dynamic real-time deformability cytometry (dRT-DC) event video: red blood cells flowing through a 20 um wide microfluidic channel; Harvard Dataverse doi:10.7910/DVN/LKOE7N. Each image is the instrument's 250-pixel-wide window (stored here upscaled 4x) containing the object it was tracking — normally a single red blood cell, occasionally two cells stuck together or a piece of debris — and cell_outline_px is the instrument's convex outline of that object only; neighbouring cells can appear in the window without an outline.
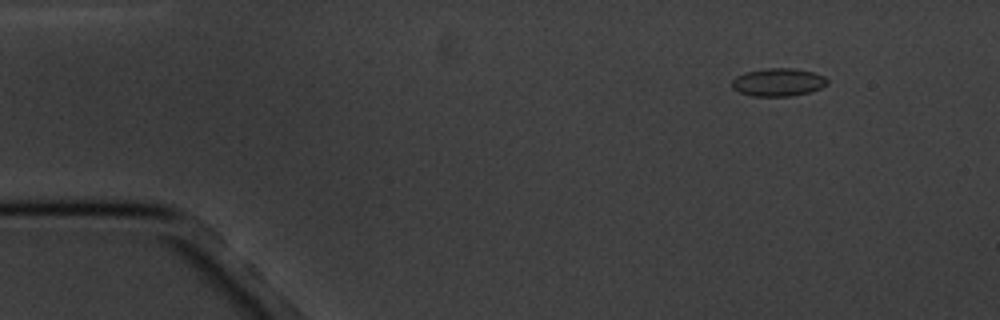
{"species": "common noctule bat (a hibernating species)", "species_latin": "Nyctalus noctula", "temperature_condition": "cold", "stored_images_in_passage": 6, "camera_frame_rate_fps": 3000, "um_per_image_px": 0.085, "animal": {"sex": "male", "body_mass_g": 20.1, "forearm_length_mm": 53.5}, "frame": {"image": 1, "passage_image": 2, "time_ms": 1.0, "image_size_px": [1000, 320], "cell_outline_px": [[828, 84], [812, 92], [792, 96], [752, 96], [740, 92], [732, 88], [732, 80], [736, 76], [744, 72], [764, 68], [792, 68], [812, 72], [824, 76], [828, 80]], "centroid_in_image_um": [66.14, 6.99], "position_along_channel_um": 18.9, "area_um2": 15.66}}
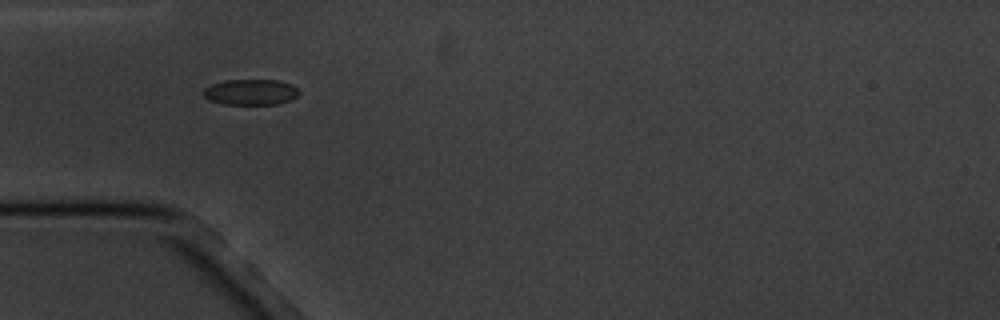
{"frame": {"image": 2, "passage_image": 5, "time_ms": 4.667, "image_size_px": [1000, 320], "cell_outline_px": [[300, 92], [296, 96], [288, 100], [276, 104], [224, 104], [212, 100], [204, 96], [204, 88], [212, 84], [224, 80], [276, 80], [292, 84]], "centroid_in_image_um": [21.31, 7.81], "position_along_channel_um": 63.7, "area_um2": 14.1}}
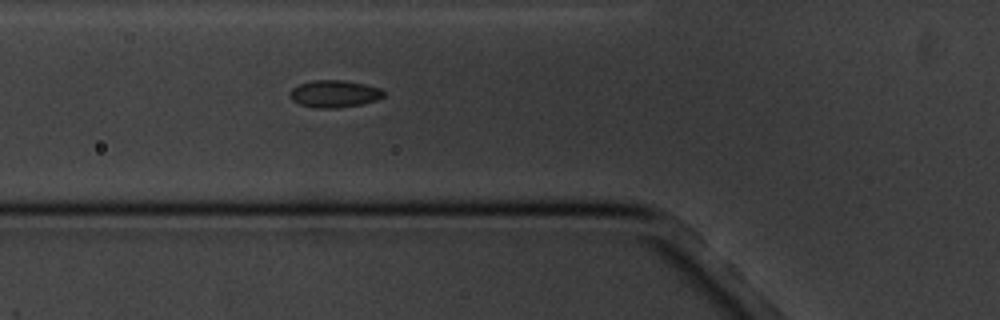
{"frame": {"image": 3, "passage_image": 6, "time_ms": 5.667, "image_size_px": [1000, 320], "cell_outline_px": [[384, 96], [376, 100], [360, 104], [340, 108], [316, 108], [300, 104], [292, 100], [288, 96], [288, 92], [292, 88], [300, 84], [312, 80], [344, 80], [368, 84], [380, 88], [384, 92]], "centroid_in_image_um": [28.4, 7.96], "position_along_channel_um": 97.4, "area_um2": 15.03}}